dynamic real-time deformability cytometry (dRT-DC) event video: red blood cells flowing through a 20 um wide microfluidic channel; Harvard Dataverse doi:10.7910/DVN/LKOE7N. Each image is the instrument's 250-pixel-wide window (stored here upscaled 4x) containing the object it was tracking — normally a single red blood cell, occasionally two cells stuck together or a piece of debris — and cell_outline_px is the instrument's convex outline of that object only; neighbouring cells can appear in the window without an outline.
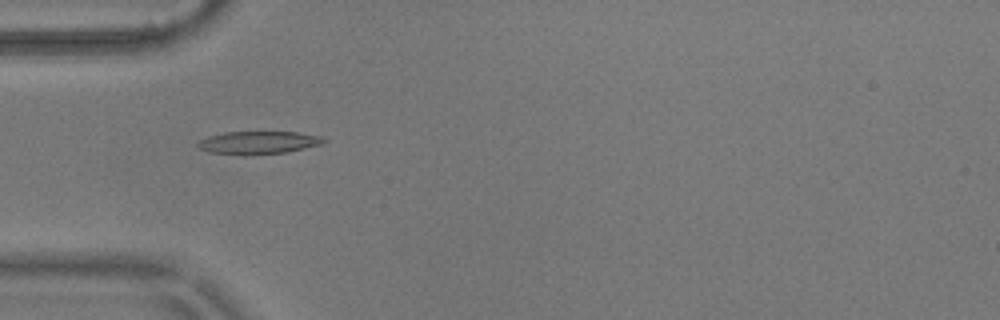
{"species": "common noctule bat (a hibernating species)", "species_latin": "Nyctalus noctula", "temperature_condition": "warm", "stored_images_in_passage": 46, "camera_frame_rate_fps": 3000, "um_per_image_px": 0.085, "animal": {"sex": "male", "body_mass_g": 17.9}, "frame": {"image": 1, "passage_image": 8, "time_ms": 2.333, "image_size_px": [1000, 320], "cell_outline_px": [[328, 140], [320, 144], [288, 152], [244, 156], [208, 152], [200, 148], [196, 144], [200, 140], [208, 136], [224, 132], [296, 132], [320, 136]], "centroid_in_image_um": [21.93, 12.13], "position_along_channel_um": 63.1, "area_um2": 16.88}}
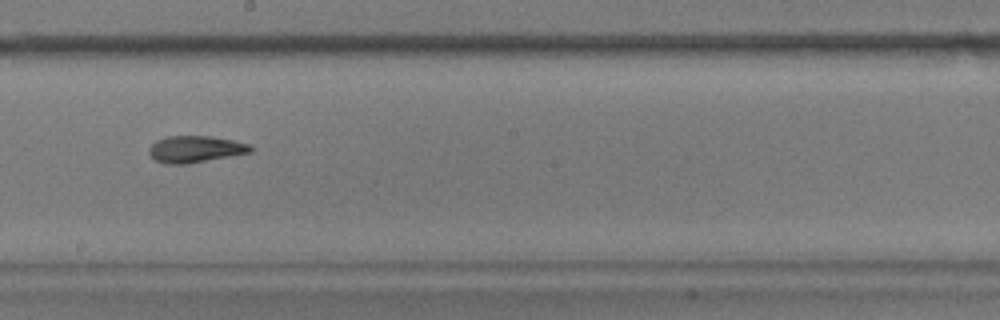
{"frame": {"image": 2, "passage_image": 22, "time_ms": 7.0, "image_size_px": [1000, 320], "cell_outline_px": [[252, 152], [184, 164], [164, 164], [156, 160], [148, 152], [148, 148], [156, 140], [164, 136], [212, 136], [232, 140], [248, 144], [252, 148]], "centroid_in_image_um": [16.55, 12.66], "position_along_channel_um": 231.6, "area_um2": 15.66}}
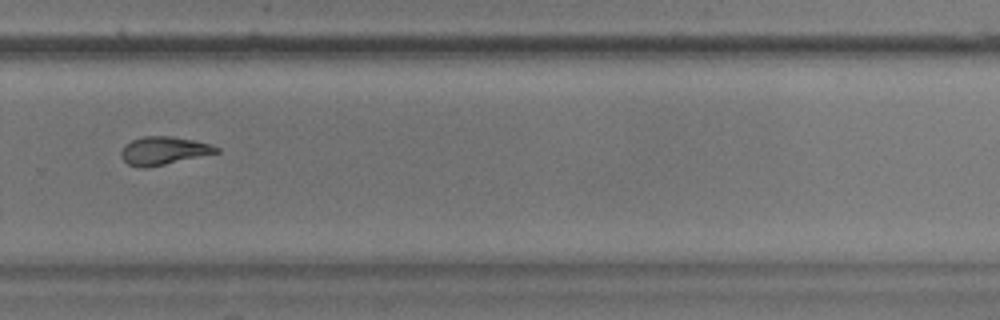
{"frame": {"image": 3, "passage_image": 29, "time_ms": 9.333, "image_size_px": [1000, 320], "cell_outline_px": [[220, 152], [164, 164], [144, 168], [140, 168], [128, 164], [120, 156], [120, 152], [132, 140], [144, 136], [172, 136], [192, 140], [208, 144], [220, 148]], "centroid_in_image_um": [13.9, 12.81], "position_along_channel_um": 315.9, "area_um2": 15.26}, "authors_computed_cell_mechanics": {"area_um2": 15.9817, "velocity_mm_per_s": 3.626, "shape_relaxation_time_tau1_ms": 9.4648, "shape_relaxation_time_tau2_ms": 2.3893, "deformation_change_tau1": 0.2753, "deformation_change_tau2": 0.1032}}